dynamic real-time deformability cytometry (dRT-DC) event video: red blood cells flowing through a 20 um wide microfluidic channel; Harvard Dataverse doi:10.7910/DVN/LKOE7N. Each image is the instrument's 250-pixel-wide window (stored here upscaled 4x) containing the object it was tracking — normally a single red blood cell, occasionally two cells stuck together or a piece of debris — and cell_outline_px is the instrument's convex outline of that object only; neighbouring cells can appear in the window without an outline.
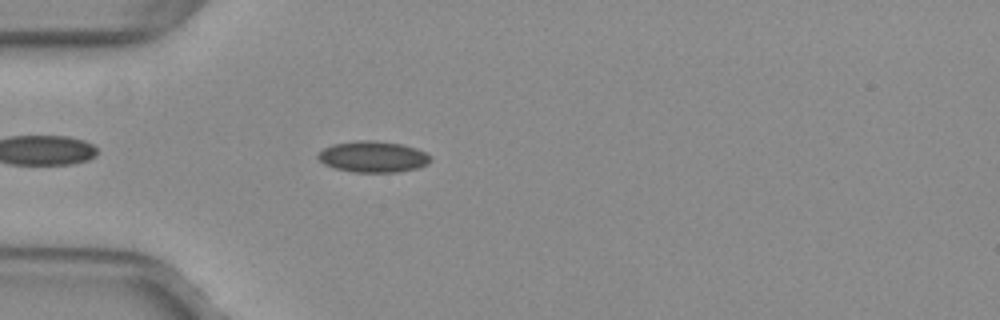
{"species": "common noctule bat (a hibernating species)", "species_latin": "Nyctalus noctula", "temperature_condition": "warm", "stored_images_in_passage": 39, "camera_frame_rate_fps": 3000, "um_per_image_px": 0.085, "animal": {"sex": "female", "body_mass_g": 29.2, "forearm_length_mm": 56.3}, "frame": {"image": 1, "passage_image": 4, "time_ms": 1.0, "image_size_px": [1000, 320], "cell_outline_px": [[432, 160], [428, 164], [420, 168], [400, 172], [352, 172], [336, 168], [324, 164], [316, 156], [324, 148], [332, 144], [356, 140], [372, 140], [400, 144], [416, 148], [432, 156]], "centroid_in_image_um": [31.74, 13.33], "position_along_channel_um": 53.3, "area_um2": 20.58}}
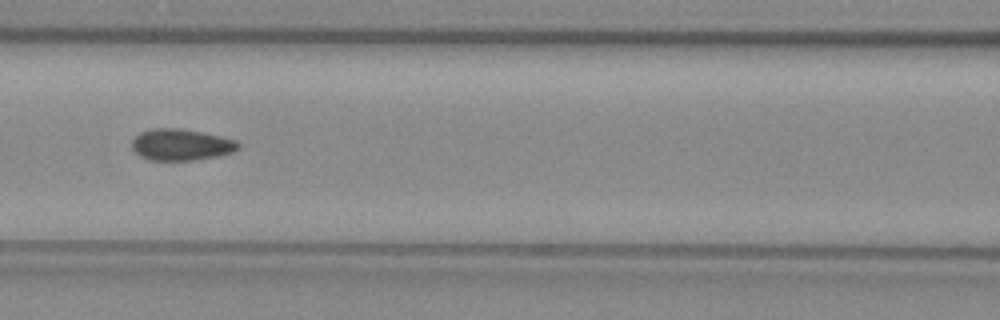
{"frame": {"image": 2, "passage_image": 12, "time_ms": 3.667, "image_size_px": [1000, 320], "cell_outline_px": [[240, 148], [232, 152], [216, 156], [196, 160], [148, 160], [140, 156], [132, 148], [132, 140], [140, 132], [152, 128], [180, 128], [220, 136], [236, 140], [240, 144]], "centroid_in_image_um": [15.38, 12.3], "position_along_channel_um": 151.2, "area_um2": 19.48}}
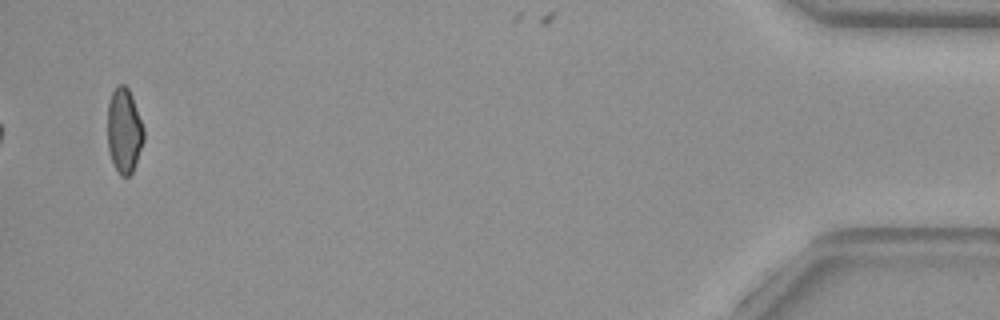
{"frame": {"image": 3, "passage_image": 39, "time_ms": 12.667, "image_size_px": [1000, 320], "cell_outline_px": [[144, 140], [132, 172], [128, 176], [120, 176], [112, 160], [108, 148], [108, 104], [112, 92], [116, 84], [124, 84], [128, 88], [132, 96], [144, 128]], "centroid_in_image_um": [10.55, 11.07], "position_along_channel_um": 424.6, "area_um2": 17.8}, "authors_computed_cell_mechanics": {"area_um2": 19.1318, "velocity_mm_per_s": 4.0178, "shape_relaxation_time_tau1_ms": null, "shape_relaxation_time_tau2_ms": 1.4529, "deformation_change_tau1": null, "deformation_change_tau2": 0.0604}}